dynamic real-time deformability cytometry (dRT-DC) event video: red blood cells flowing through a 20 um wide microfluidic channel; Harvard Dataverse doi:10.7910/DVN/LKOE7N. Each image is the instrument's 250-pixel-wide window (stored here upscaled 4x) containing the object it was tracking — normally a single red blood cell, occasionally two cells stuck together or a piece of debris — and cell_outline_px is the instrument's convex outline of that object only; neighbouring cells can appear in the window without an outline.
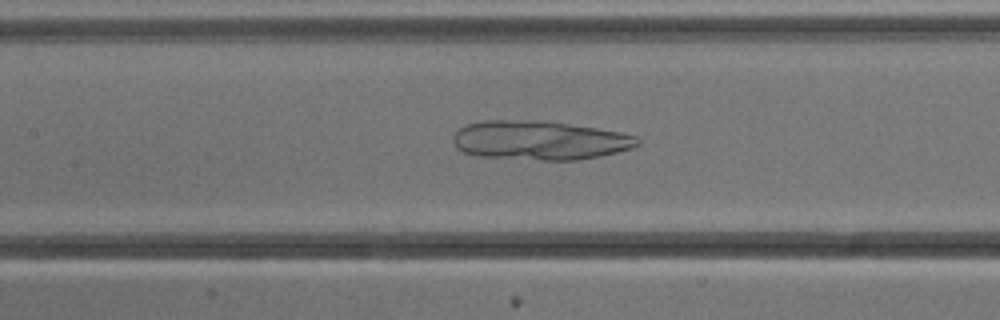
{"species": "common noctule bat (a hibernating species)", "species_latin": "Nyctalus noctula", "temperature_condition": "cold", "stored_images_in_passage": 40, "camera_frame_rate_fps": 3000, "um_per_image_px": 0.085, "animal": {"sex": "male", "body_mass_g": 13.3}, "frame": {"image": 1, "passage_image": 18, "time_ms": 5.667, "image_size_px": [1000, 320], "cell_outline_px": [[640, 144], [632, 148], [600, 156], [576, 160], [544, 160], [476, 156], [464, 152], [456, 148], [452, 140], [452, 136], [464, 124], [484, 120], [536, 120], [568, 124], [596, 128], [620, 132], [636, 136], [640, 140]], "centroid_in_image_um": [45.83, 11.93], "position_along_channel_um": 161.6, "area_um2": 42.08}}